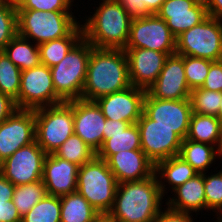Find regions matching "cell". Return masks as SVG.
Listing matches in <instances>:
<instances>
[{
  "instance_id": "cell-1",
  "label": "cell",
  "mask_w": 222,
  "mask_h": 222,
  "mask_svg": "<svg viewBox=\"0 0 222 222\" xmlns=\"http://www.w3.org/2000/svg\"><path fill=\"white\" fill-rule=\"evenodd\" d=\"M131 86L128 60L124 49L93 47L81 99L96 101Z\"/></svg>"
},
{
  "instance_id": "cell-2",
  "label": "cell",
  "mask_w": 222,
  "mask_h": 222,
  "mask_svg": "<svg viewBox=\"0 0 222 222\" xmlns=\"http://www.w3.org/2000/svg\"><path fill=\"white\" fill-rule=\"evenodd\" d=\"M164 199L154 173L140 181L119 183L108 214L116 222H154L164 209Z\"/></svg>"
},
{
  "instance_id": "cell-3",
  "label": "cell",
  "mask_w": 222,
  "mask_h": 222,
  "mask_svg": "<svg viewBox=\"0 0 222 222\" xmlns=\"http://www.w3.org/2000/svg\"><path fill=\"white\" fill-rule=\"evenodd\" d=\"M97 5L80 21L83 37L96 48L124 49L132 19L118 0H99Z\"/></svg>"
},
{
  "instance_id": "cell-4",
  "label": "cell",
  "mask_w": 222,
  "mask_h": 222,
  "mask_svg": "<svg viewBox=\"0 0 222 222\" xmlns=\"http://www.w3.org/2000/svg\"><path fill=\"white\" fill-rule=\"evenodd\" d=\"M72 11L17 10L18 34L39 45L68 36L81 22Z\"/></svg>"
},
{
  "instance_id": "cell-5",
  "label": "cell",
  "mask_w": 222,
  "mask_h": 222,
  "mask_svg": "<svg viewBox=\"0 0 222 222\" xmlns=\"http://www.w3.org/2000/svg\"><path fill=\"white\" fill-rule=\"evenodd\" d=\"M92 48L83 37L62 61L50 68L56 95L63 102L81 99Z\"/></svg>"
},
{
  "instance_id": "cell-6",
  "label": "cell",
  "mask_w": 222,
  "mask_h": 222,
  "mask_svg": "<svg viewBox=\"0 0 222 222\" xmlns=\"http://www.w3.org/2000/svg\"><path fill=\"white\" fill-rule=\"evenodd\" d=\"M117 185L107 161L97 156L79 167L77 192L100 214H108L112 209Z\"/></svg>"
},
{
  "instance_id": "cell-7",
  "label": "cell",
  "mask_w": 222,
  "mask_h": 222,
  "mask_svg": "<svg viewBox=\"0 0 222 222\" xmlns=\"http://www.w3.org/2000/svg\"><path fill=\"white\" fill-rule=\"evenodd\" d=\"M73 100L35 110V140L53 154L74 134Z\"/></svg>"
},
{
  "instance_id": "cell-8",
  "label": "cell",
  "mask_w": 222,
  "mask_h": 222,
  "mask_svg": "<svg viewBox=\"0 0 222 222\" xmlns=\"http://www.w3.org/2000/svg\"><path fill=\"white\" fill-rule=\"evenodd\" d=\"M176 54L222 60V20L208 16L176 38Z\"/></svg>"
},
{
  "instance_id": "cell-9",
  "label": "cell",
  "mask_w": 222,
  "mask_h": 222,
  "mask_svg": "<svg viewBox=\"0 0 222 222\" xmlns=\"http://www.w3.org/2000/svg\"><path fill=\"white\" fill-rule=\"evenodd\" d=\"M61 103L63 101L56 95L49 67L40 63L22 71L18 109L36 110Z\"/></svg>"
},
{
  "instance_id": "cell-10",
  "label": "cell",
  "mask_w": 222,
  "mask_h": 222,
  "mask_svg": "<svg viewBox=\"0 0 222 222\" xmlns=\"http://www.w3.org/2000/svg\"><path fill=\"white\" fill-rule=\"evenodd\" d=\"M125 48H144L166 53H176V37L166 21L157 14L132 19Z\"/></svg>"
},
{
  "instance_id": "cell-11",
  "label": "cell",
  "mask_w": 222,
  "mask_h": 222,
  "mask_svg": "<svg viewBox=\"0 0 222 222\" xmlns=\"http://www.w3.org/2000/svg\"><path fill=\"white\" fill-rule=\"evenodd\" d=\"M136 124L141 150L154 164L179 154L183 139L173 129L156 124L144 112Z\"/></svg>"
},
{
  "instance_id": "cell-12",
  "label": "cell",
  "mask_w": 222,
  "mask_h": 222,
  "mask_svg": "<svg viewBox=\"0 0 222 222\" xmlns=\"http://www.w3.org/2000/svg\"><path fill=\"white\" fill-rule=\"evenodd\" d=\"M46 155L35 140L6 158L1 164L0 173L14 186L40 181Z\"/></svg>"
},
{
  "instance_id": "cell-13",
  "label": "cell",
  "mask_w": 222,
  "mask_h": 222,
  "mask_svg": "<svg viewBox=\"0 0 222 222\" xmlns=\"http://www.w3.org/2000/svg\"><path fill=\"white\" fill-rule=\"evenodd\" d=\"M143 112L156 124L173 129L183 140L186 138L193 113L190 99L161 100L146 92Z\"/></svg>"
},
{
  "instance_id": "cell-14",
  "label": "cell",
  "mask_w": 222,
  "mask_h": 222,
  "mask_svg": "<svg viewBox=\"0 0 222 222\" xmlns=\"http://www.w3.org/2000/svg\"><path fill=\"white\" fill-rule=\"evenodd\" d=\"M35 141V110L16 109L0 124V161Z\"/></svg>"
},
{
  "instance_id": "cell-15",
  "label": "cell",
  "mask_w": 222,
  "mask_h": 222,
  "mask_svg": "<svg viewBox=\"0 0 222 222\" xmlns=\"http://www.w3.org/2000/svg\"><path fill=\"white\" fill-rule=\"evenodd\" d=\"M152 97L161 100L190 98V88L184 71V56L169 55L156 81L146 90Z\"/></svg>"
},
{
  "instance_id": "cell-16",
  "label": "cell",
  "mask_w": 222,
  "mask_h": 222,
  "mask_svg": "<svg viewBox=\"0 0 222 222\" xmlns=\"http://www.w3.org/2000/svg\"><path fill=\"white\" fill-rule=\"evenodd\" d=\"M146 90L129 88L98 98L95 102L108 120L126 121L135 124L143 113Z\"/></svg>"
},
{
  "instance_id": "cell-17",
  "label": "cell",
  "mask_w": 222,
  "mask_h": 222,
  "mask_svg": "<svg viewBox=\"0 0 222 222\" xmlns=\"http://www.w3.org/2000/svg\"><path fill=\"white\" fill-rule=\"evenodd\" d=\"M156 14L176 38L208 17L205 0H165Z\"/></svg>"
},
{
  "instance_id": "cell-18",
  "label": "cell",
  "mask_w": 222,
  "mask_h": 222,
  "mask_svg": "<svg viewBox=\"0 0 222 222\" xmlns=\"http://www.w3.org/2000/svg\"><path fill=\"white\" fill-rule=\"evenodd\" d=\"M74 134L79 136L96 153L103 145L106 121L95 101L73 100Z\"/></svg>"
},
{
  "instance_id": "cell-19",
  "label": "cell",
  "mask_w": 222,
  "mask_h": 222,
  "mask_svg": "<svg viewBox=\"0 0 222 222\" xmlns=\"http://www.w3.org/2000/svg\"><path fill=\"white\" fill-rule=\"evenodd\" d=\"M131 86L147 90L158 78L168 55L144 48H124Z\"/></svg>"
},
{
  "instance_id": "cell-20",
  "label": "cell",
  "mask_w": 222,
  "mask_h": 222,
  "mask_svg": "<svg viewBox=\"0 0 222 222\" xmlns=\"http://www.w3.org/2000/svg\"><path fill=\"white\" fill-rule=\"evenodd\" d=\"M79 165L53 154L45 157L42 182L47 195L64 196L77 191Z\"/></svg>"
},
{
  "instance_id": "cell-21",
  "label": "cell",
  "mask_w": 222,
  "mask_h": 222,
  "mask_svg": "<svg viewBox=\"0 0 222 222\" xmlns=\"http://www.w3.org/2000/svg\"><path fill=\"white\" fill-rule=\"evenodd\" d=\"M107 164L118 184L146 179L155 171V164L142 150L120 151L113 154Z\"/></svg>"
},
{
  "instance_id": "cell-22",
  "label": "cell",
  "mask_w": 222,
  "mask_h": 222,
  "mask_svg": "<svg viewBox=\"0 0 222 222\" xmlns=\"http://www.w3.org/2000/svg\"><path fill=\"white\" fill-rule=\"evenodd\" d=\"M171 194L172 197L166 196L168 199H165V206L171 210L192 214L197 212L196 216L200 215V212L202 214L203 210L206 211L204 173L189 179L174 189Z\"/></svg>"
},
{
  "instance_id": "cell-23",
  "label": "cell",
  "mask_w": 222,
  "mask_h": 222,
  "mask_svg": "<svg viewBox=\"0 0 222 222\" xmlns=\"http://www.w3.org/2000/svg\"><path fill=\"white\" fill-rule=\"evenodd\" d=\"M154 173L164 197L168 195L169 191L171 195L174 189L199 174L188 162L178 155L157 162Z\"/></svg>"
},
{
  "instance_id": "cell-24",
  "label": "cell",
  "mask_w": 222,
  "mask_h": 222,
  "mask_svg": "<svg viewBox=\"0 0 222 222\" xmlns=\"http://www.w3.org/2000/svg\"><path fill=\"white\" fill-rule=\"evenodd\" d=\"M178 156L188 162L199 174L206 171L208 173L210 166L216 164L218 161L216 159H220L219 149L216 146L186 138L182 141Z\"/></svg>"
},
{
  "instance_id": "cell-25",
  "label": "cell",
  "mask_w": 222,
  "mask_h": 222,
  "mask_svg": "<svg viewBox=\"0 0 222 222\" xmlns=\"http://www.w3.org/2000/svg\"><path fill=\"white\" fill-rule=\"evenodd\" d=\"M222 123L213 115L192 113L186 139L216 146L219 149Z\"/></svg>"
},
{
  "instance_id": "cell-26",
  "label": "cell",
  "mask_w": 222,
  "mask_h": 222,
  "mask_svg": "<svg viewBox=\"0 0 222 222\" xmlns=\"http://www.w3.org/2000/svg\"><path fill=\"white\" fill-rule=\"evenodd\" d=\"M82 38L83 28L80 23L68 36L39 44L40 62L49 68L53 67L62 61Z\"/></svg>"
},
{
  "instance_id": "cell-27",
  "label": "cell",
  "mask_w": 222,
  "mask_h": 222,
  "mask_svg": "<svg viewBox=\"0 0 222 222\" xmlns=\"http://www.w3.org/2000/svg\"><path fill=\"white\" fill-rule=\"evenodd\" d=\"M3 52L21 71L41 63L38 45L18 33L5 46Z\"/></svg>"
},
{
  "instance_id": "cell-28",
  "label": "cell",
  "mask_w": 222,
  "mask_h": 222,
  "mask_svg": "<svg viewBox=\"0 0 222 222\" xmlns=\"http://www.w3.org/2000/svg\"><path fill=\"white\" fill-rule=\"evenodd\" d=\"M125 150H141L140 131L137 124H130L123 132L107 134V140L96 156L107 161L113 154Z\"/></svg>"
},
{
  "instance_id": "cell-29",
  "label": "cell",
  "mask_w": 222,
  "mask_h": 222,
  "mask_svg": "<svg viewBox=\"0 0 222 222\" xmlns=\"http://www.w3.org/2000/svg\"><path fill=\"white\" fill-rule=\"evenodd\" d=\"M61 222H92L100 213L77 191L60 197Z\"/></svg>"
},
{
  "instance_id": "cell-30",
  "label": "cell",
  "mask_w": 222,
  "mask_h": 222,
  "mask_svg": "<svg viewBox=\"0 0 222 222\" xmlns=\"http://www.w3.org/2000/svg\"><path fill=\"white\" fill-rule=\"evenodd\" d=\"M47 195L42 180L25 185H16L11 200L22 217Z\"/></svg>"
},
{
  "instance_id": "cell-31",
  "label": "cell",
  "mask_w": 222,
  "mask_h": 222,
  "mask_svg": "<svg viewBox=\"0 0 222 222\" xmlns=\"http://www.w3.org/2000/svg\"><path fill=\"white\" fill-rule=\"evenodd\" d=\"M21 73L22 71L7 55L4 52H0V92L13 99L17 109Z\"/></svg>"
},
{
  "instance_id": "cell-32",
  "label": "cell",
  "mask_w": 222,
  "mask_h": 222,
  "mask_svg": "<svg viewBox=\"0 0 222 222\" xmlns=\"http://www.w3.org/2000/svg\"><path fill=\"white\" fill-rule=\"evenodd\" d=\"M54 154L79 166L90 162L96 156V152L75 134L71 135Z\"/></svg>"
},
{
  "instance_id": "cell-33",
  "label": "cell",
  "mask_w": 222,
  "mask_h": 222,
  "mask_svg": "<svg viewBox=\"0 0 222 222\" xmlns=\"http://www.w3.org/2000/svg\"><path fill=\"white\" fill-rule=\"evenodd\" d=\"M60 197L46 195L21 217V222H61Z\"/></svg>"
},
{
  "instance_id": "cell-34",
  "label": "cell",
  "mask_w": 222,
  "mask_h": 222,
  "mask_svg": "<svg viewBox=\"0 0 222 222\" xmlns=\"http://www.w3.org/2000/svg\"><path fill=\"white\" fill-rule=\"evenodd\" d=\"M213 172L211 170L208 175L207 172L204 173L206 212L212 210L214 214L216 213L215 215L222 216V167L220 170H213Z\"/></svg>"
},
{
  "instance_id": "cell-35",
  "label": "cell",
  "mask_w": 222,
  "mask_h": 222,
  "mask_svg": "<svg viewBox=\"0 0 222 222\" xmlns=\"http://www.w3.org/2000/svg\"><path fill=\"white\" fill-rule=\"evenodd\" d=\"M193 113L217 116L220 109L221 92L197 88L190 92Z\"/></svg>"
},
{
  "instance_id": "cell-36",
  "label": "cell",
  "mask_w": 222,
  "mask_h": 222,
  "mask_svg": "<svg viewBox=\"0 0 222 222\" xmlns=\"http://www.w3.org/2000/svg\"><path fill=\"white\" fill-rule=\"evenodd\" d=\"M18 33L15 0H6L0 6V52Z\"/></svg>"
},
{
  "instance_id": "cell-37",
  "label": "cell",
  "mask_w": 222,
  "mask_h": 222,
  "mask_svg": "<svg viewBox=\"0 0 222 222\" xmlns=\"http://www.w3.org/2000/svg\"><path fill=\"white\" fill-rule=\"evenodd\" d=\"M213 61L192 56H184V71L190 90L202 87Z\"/></svg>"
},
{
  "instance_id": "cell-38",
  "label": "cell",
  "mask_w": 222,
  "mask_h": 222,
  "mask_svg": "<svg viewBox=\"0 0 222 222\" xmlns=\"http://www.w3.org/2000/svg\"><path fill=\"white\" fill-rule=\"evenodd\" d=\"M73 0H15L17 10L73 11Z\"/></svg>"
},
{
  "instance_id": "cell-39",
  "label": "cell",
  "mask_w": 222,
  "mask_h": 222,
  "mask_svg": "<svg viewBox=\"0 0 222 222\" xmlns=\"http://www.w3.org/2000/svg\"><path fill=\"white\" fill-rule=\"evenodd\" d=\"M201 88L222 92V60L213 61Z\"/></svg>"
},
{
  "instance_id": "cell-40",
  "label": "cell",
  "mask_w": 222,
  "mask_h": 222,
  "mask_svg": "<svg viewBox=\"0 0 222 222\" xmlns=\"http://www.w3.org/2000/svg\"><path fill=\"white\" fill-rule=\"evenodd\" d=\"M131 19L153 15L147 8V0H118Z\"/></svg>"
},
{
  "instance_id": "cell-41",
  "label": "cell",
  "mask_w": 222,
  "mask_h": 222,
  "mask_svg": "<svg viewBox=\"0 0 222 222\" xmlns=\"http://www.w3.org/2000/svg\"><path fill=\"white\" fill-rule=\"evenodd\" d=\"M193 218L191 213L178 212L166 206L164 210H161L154 222H194L196 216Z\"/></svg>"
},
{
  "instance_id": "cell-42",
  "label": "cell",
  "mask_w": 222,
  "mask_h": 222,
  "mask_svg": "<svg viewBox=\"0 0 222 222\" xmlns=\"http://www.w3.org/2000/svg\"><path fill=\"white\" fill-rule=\"evenodd\" d=\"M0 222H21V216L12 200L0 202Z\"/></svg>"
},
{
  "instance_id": "cell-43",
  "label": "cell",
  "mask_w": 222,
  "mask_h": 222,
  "mask_svg": "<svg viewBox=\"0 0 222 222\" xmlns=\"http://www.w3.org/2000/svg\"><path fill=\"white\" fill-rule=\"evenodd\" d=\"M17 109L15 101L0 92V124Z\"/></svg>"
},
{
  "instance_id": "cell-44",
  "label": "cell",
  "mask_w": 222,
  "mask_h": 222,
  "mask_svg": "<svg viewBox=\"0 0 222 222\" xmlns=\"http://www.w3.org/2000/svg\"><path fill=\"white\" fill-rule=\"evenodd\" d=\"M130 123L126 121H115V120H108L105 121V128L103 130V143L107 140V134H116L123 132Z\"/></svg>"
},
{
  "instance_id": "cell-45",
  "label": "cell",
  "mask_w": 222,
  "mask_h": 222,
  "mask_svg": "<svg viewBox=\"0 0 222 222\" xmlns=\"http://www.w3.org/2000/svg\"><path fill=\"white\" fill-rule=\"evenodd\" d=\"M15 186L0 173V202L11 200Z\"/></svg>"
},
{
  "instance_id": "cell-46",
  "label": "cell",
  "mask_w": 222,
  "mask_h": 222,
  "mask_svg": "<svg viewBox=\"0 0 222 222\" xmlns=\"http://www.w3.org/2000/svg\"><path fill=\"white\" fill-rule=\"evenodd\" d=\"M208 16L222 20V0H205Z\"/></svg>"
},
{
  "instance_id": "cell-47",
  "label": "cell",
  "mask_w": 222,
  "mask_h": 222,
  "mask_svg": "<svg viewBox=\"0 0 222 222\" xmlns=\"http://www.w3.org/2000/svg\"><path fill=\"white\" fill-rule=\"evenodd\" d=\"M164 1L165 0H147V8L153 14H156L160 10Z\"/></svg>"
},
{
  "instance_id": "cell-48",
  "label": "cell",
  "mask_w": 222,
  "mask_h": 222,
  "mask_svg": "<svg viewBox=\"0 0 222 222\" xmlns=\"http://www.w3.org/2000/svg\"><path fill=\"white\" fill-rule=\"evenodd\" d=\"M92 222H116L109 214H99Z\"/></svg>"
},
{
  "instance_id": "cell-49",
  "label": "cell",
  "mask_w": 222,
  "mask_h": 222,
  "mask_svg": "<svg viewBox=\"0 0 222 222\" xmlns=\"http://www.w3.org/2000/svg\"><path fill=\"white\" fill-rule=\"evenodd\" d=\"M216 117H217V118L220 120V122L222 123V92H221L220 109H219V112H218V114H217Z\"/></svg>"
},
{
  "instance_id": "cell-50",
  "label": "cell",
  "mask_w": 222,
  "mask_h": 222,
  "mask_svg": "<svg viewBox=\"0 0 222 222\" xmlns=\"http://www.w3.org/2000/svg\"><path fill=\"white\" fill-rule=\"evenodd\" d=\"M219 156L222 160V134H221V142H220V145H219Z\"/></svg>"
},
{
  "instance_id": "cell-51",
  "label": "cell",
  "mask_w": 222,
  "mask_h": 222,
  "mask_svg": "<svg viewBox=\"0 0 222 222\" xmlns=\"http://www.w3.org/2000/svg\"><path fill=\"white\" fill-rule=\"evenodd\" d=\"M218 220H214L215 222H222V216H216Z\"/></svg>"
},
{
  "instance_id": "cell-52",
  "label": "cell",
  "mask_w": 222,
  "mask_h": 222,
  "mask_svg": "<svg viewBox=\"0 0 222 222\" xmlns=\"http://www.w3.org/2000/svg\"><path fill=\"white\" fill-rule=\"evenodd\" d=\"M6 0H0V6L5 2Z\"/></svg>"
}]
</instances>
